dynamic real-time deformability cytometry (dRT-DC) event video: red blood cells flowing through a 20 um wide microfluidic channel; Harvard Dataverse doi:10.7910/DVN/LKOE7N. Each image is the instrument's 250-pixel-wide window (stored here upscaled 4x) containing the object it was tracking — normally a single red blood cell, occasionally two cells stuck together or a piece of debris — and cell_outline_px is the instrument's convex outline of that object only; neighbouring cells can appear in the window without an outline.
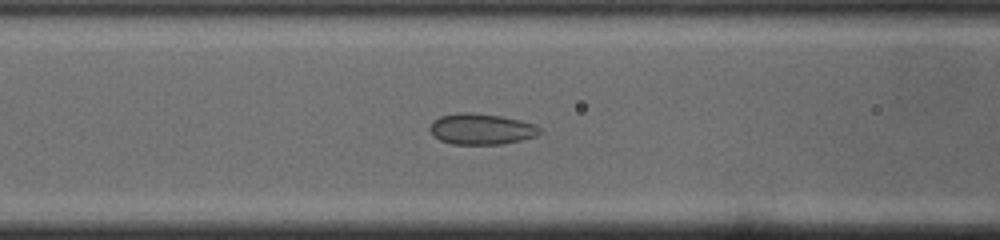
{"species": "common noctule bat (a hibernating species)", "species_latin": "Nyctalus noctula", "temperature_condition": "cold", "stored_images_in_passage": 43, "camera_frame_rate_fps": 3000, "um_per_image_px": 0.085, "animal": {"sex": "male", "body_mass_g": 19.0, "forearm_length_mm": 50.8}, "frame": {"image": 1, "passage_image": 19, "time_ms": 6.0, "image_size_px": [1000, 240], "cell_outline_px": [[540, 132], [536, 136], [520, 140], [500, 144], [452, 144], [440, 140], [428, 128], [432, 120], [440, 116], [460, 112], [472, 112], [500, 116], [520, 120], [536, 124], [540, 128]], "centroid_in_image_um": [40.89, 10.96], "position_along_channel_um": 125.7, "area_um2": 19.77}}
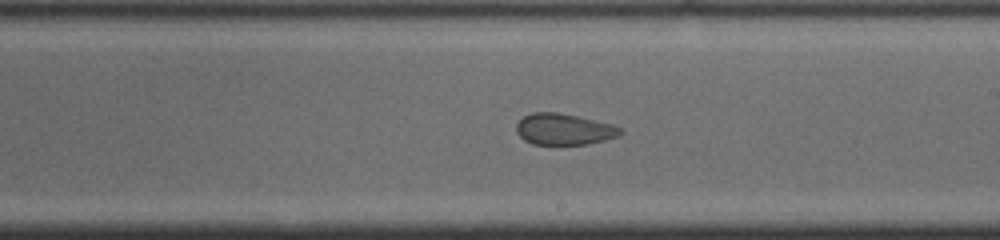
{"frame": {"image": 2, "passage_image": 28, "time_ms": 9.0, "image_size_px": [1000, 240], "cell_outline_px": [[624, 132], [620, 136], [588, 144], [532, 144], [524, 140], [516, 132], [516, 124], [524, 116], [532, 112], [556, 112], [576, 116], [612, 124], [620, 128]], "centroid_in_image_um": [47.93, 10.99], "position_along_channel_um": 241.1, "area_um2": 18.9}}
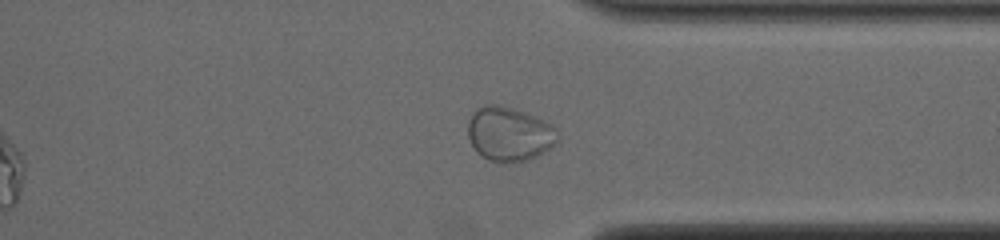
{"frame": {"image": 3, "passage_image": 38, "time_ms": 12.333, "image_size_px": [1000, 240], "cell_outline_px": [[560, 132], [556, 144], [536, 156], [528, 160], [504, 164], [488, 160], [476, 152], [468, 136], [468, 120], [472, 112], [476, 108], [484, 104], [496, 104], [512, 108], [536, 116], [552, 124]], "centroid_in_image_um": [43.29, 11.39], "position_along_channel_um": 368.1, "area_um2": 28.84}}